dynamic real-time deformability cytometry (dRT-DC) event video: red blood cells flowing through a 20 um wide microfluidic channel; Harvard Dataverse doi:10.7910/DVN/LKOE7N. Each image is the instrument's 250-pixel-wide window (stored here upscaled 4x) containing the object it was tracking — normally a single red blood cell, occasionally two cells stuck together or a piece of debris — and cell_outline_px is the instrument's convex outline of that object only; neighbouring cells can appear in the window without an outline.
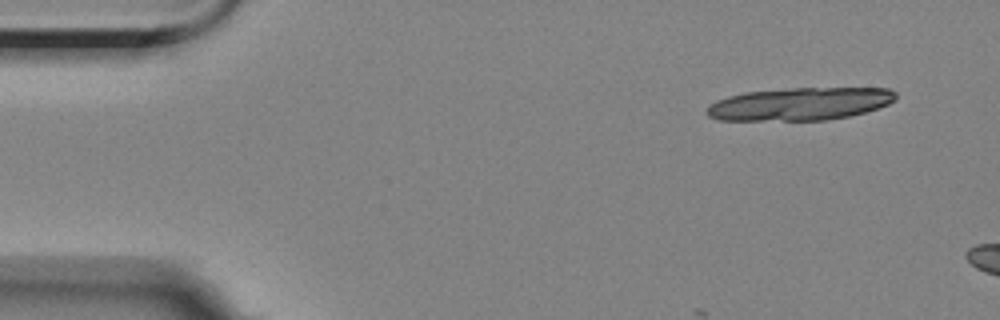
{"species": "Egyptian fruit bat (a non-hibernating species)", "species_latin": "Rousettus aegyptiacus", "temperature_condition": "room temperature", "stored_images_in_passage": 4, "camera_frame_rate_fps": 3000, "um_per_image_px": 0.085, "animal": {"sex": "female"}, "frame": {"image": 1, "passage_image": 1, "time_ms": 0.0, "image_size_px": [1000, 320], "cell_outline_px": [[896, 96], [888, 104], [864, 112], [848, 116], [828, 120], [720, 120], [708, 116], [704, 112], [716, 100], [728, 96], [744, 92], [792, 88], [888, 88], [896, 92]], "centroid_in_image_um": [67.96, 8.83], "position_along_channel_um": 17.0, "area_um2": 35.89}}